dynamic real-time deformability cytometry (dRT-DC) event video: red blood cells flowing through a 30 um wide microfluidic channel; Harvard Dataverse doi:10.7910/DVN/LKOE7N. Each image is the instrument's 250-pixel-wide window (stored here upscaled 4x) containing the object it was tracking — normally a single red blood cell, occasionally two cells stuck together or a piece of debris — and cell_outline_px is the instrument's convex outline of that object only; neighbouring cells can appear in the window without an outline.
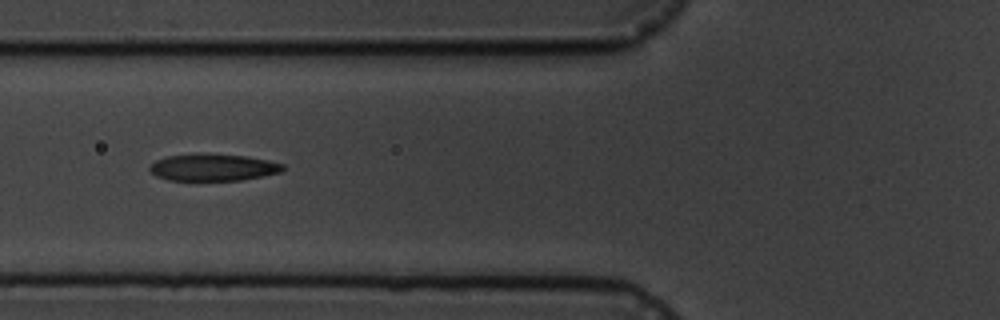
{"species": "common noctule bat (a hibernating species)", "species_latin": "Nyctalus noctula", "temperature_condition": "cold", "stored_images_in_passage": 8, "camera_frame_rate_fps": 3000, "um_per_image_px": 0.085, "animal": {"sex": "male", "body_mass_g": 19.5, "forearm_length_mm": 54.6}, "frame": {"image": 1, "passage_image": 6, "time_ms": 6.667, "image_size_px": [1000, 320], "cell_outline_px": [[284, 168], [280, 172], [264, 176], [240, 180], [168, 180], [156, 176], [148, 168], [156, 160], [168, 156], [208, 152], [248, 156], [268, 160], [284, 164]], "centroid_in_image_um": [18.13, 14.21], "position_along_channel_um": 107.7, "area_um2": 21.15}}
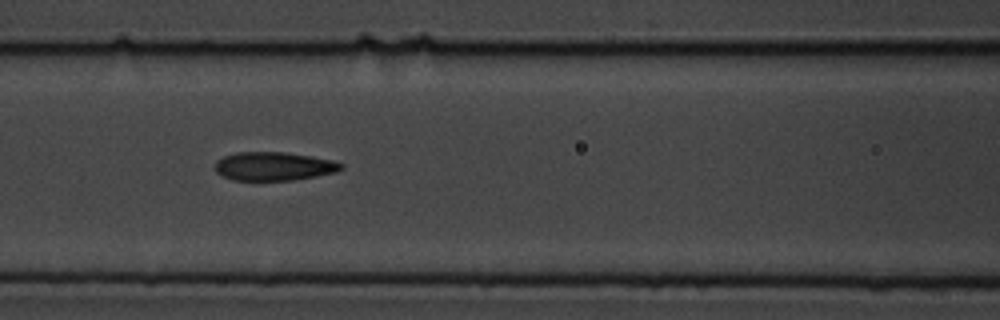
{"frame": {"image": 2, "passage_image": 7, "time_ms": 7.667, "image_size_px": [1000, 320], "cell_outline_px": [[344, 168], [336, 172], [316, 176], [292, 180], [232, 180], [220, 176], [212, 168], [216, 160], [224, 156], [236, 152], [284, 152], [312, 156], [332, 160], [344, 164]], "centroid_in_image_um": [23.23, 14.13], "position_along_channel_um": 143.4, "area_um2": 21.27}}
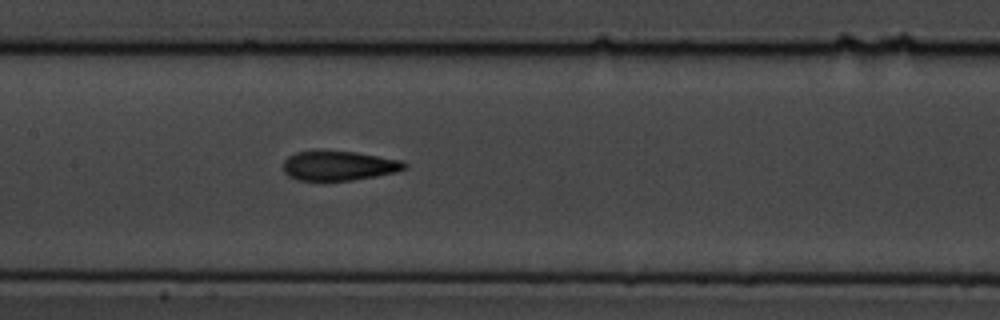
{"frame": {"image": 3, "passage_image": 8, "time_ms": 8.667, "image_size_px": [1000, 320], "cell_outline_px": [[408, 168], [396, 172], [376, 176], [352, 180], [324, 184], [296, 180], [288, 176], [284, 172], [284, 160], [288, 156], [296, 152], [356, 152], [404, 160], [408, 164]], "centroid_in_image_um": [28.81, 14.15], "position_along_channel_um": 178.6, "area_um2": 21.56}}